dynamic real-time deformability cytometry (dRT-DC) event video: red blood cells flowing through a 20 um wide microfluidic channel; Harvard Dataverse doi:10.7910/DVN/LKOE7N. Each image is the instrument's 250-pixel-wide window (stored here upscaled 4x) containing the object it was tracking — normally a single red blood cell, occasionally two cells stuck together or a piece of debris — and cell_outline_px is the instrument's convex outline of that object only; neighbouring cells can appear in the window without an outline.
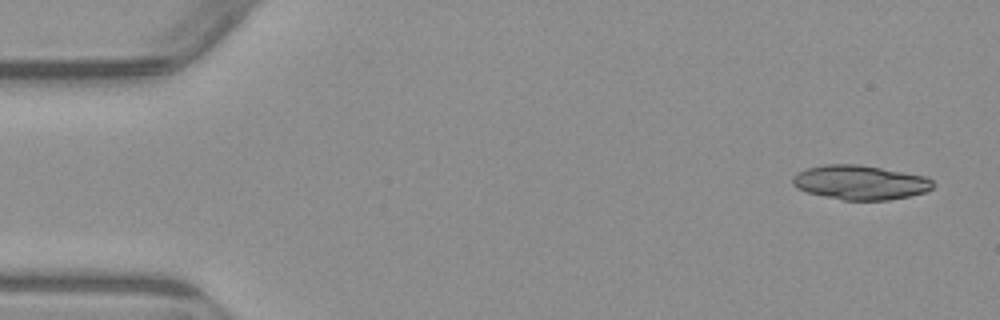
{"species": "common noctule bat (a hibernating species)", "species_latin": "Nyctalus noctula", "temperature_condition": "warm", "stored_images_in_passage": 5, "camera_frame_rate_fps": 3000, "um_per_image_px": 0.085, "animal": {"sex": "male", "body_mass_g": 23.1, "forearm_length_mm": 52.7}, "frame": {"image": 1, "passage_image": 1, "time_ms": 0.0, "image_size_px": [1000, 320], "cell_outline_px": [[936, 184], [932, 188], [924, 192], [908, 196], [888, 200], [844, 200], [824, 196], [808, 192], [796, 188], [792, 184], [792, 176], [796, 172], [808, 168], [824, 164], [860, 164], [924, 176], [932, 180]], "centroid_in_image_um": [73.08, 15.5], "position_along_channel_um": 11.9, "area_um2": 28.09}}
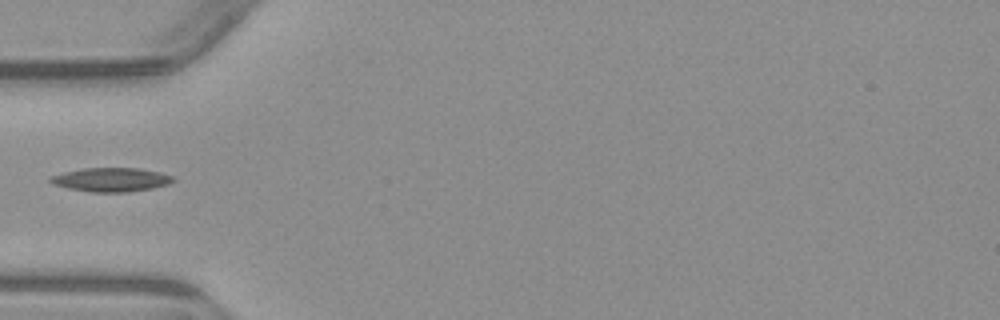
{"frame": {"image": 2, "passage_image": 5, "time_ms": 5.0, "image_size_px": [1000, 320], "cell_outline_px": [[176, 180], [168, 184], [152, 188], [128, 192], [88, 192], [68, 188], [52, 184], [48, 180], [52, 176], [64, 172], [84, 168], [140, 168], [160, 172], [172, 176]], "centroid_in_image_um": [9.45, 15.27], "position_along_channel_um": 75.6, "area_um2": 17.11}}